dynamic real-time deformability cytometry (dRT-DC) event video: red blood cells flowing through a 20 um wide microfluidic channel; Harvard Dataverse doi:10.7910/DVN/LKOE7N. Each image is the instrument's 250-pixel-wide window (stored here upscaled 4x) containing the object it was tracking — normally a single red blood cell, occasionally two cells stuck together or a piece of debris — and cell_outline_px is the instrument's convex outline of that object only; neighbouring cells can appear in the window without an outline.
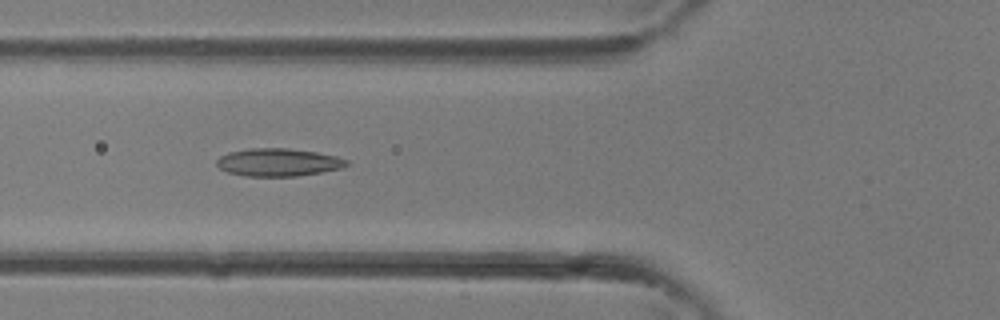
{"species": "common noctule bat (a hibernating species)", "species_latin": "Nyctalus noctula", "temperature_condition": "room temperature", "stored_images_in_passage": 37, "camera_frame_rate_fps": 3000, "um_per_image_px": 0.085, "animal": {"sex": "female"}, "frame": {"image": 1, "passage_image": 14, "time_ms": 4.333, "image_size_px": [1000, 320], "cell_outline_px": [[348, 164], [340, 168], [320, 172], [296, 176], [248, 176], [228, 172], [220, 168], [216, 164], [216, 160], [220, 156], [228, 152], [248, 148], [288, 148], [316, 152], [336, 156], [348, 160]], "centroid_in_image_um": [23.62, 13.78], "position_along_channel_um": 102.2, "area_um2": 20.92}}
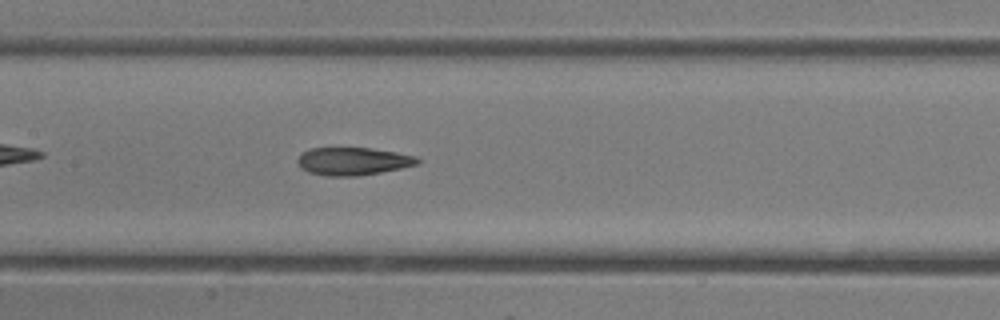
{"frame": {"image": 2, "passage_image": 18, "time_ms": 5.667, "image_size_px": [1000, 320], "cell_outline_px": [[420, 164], [380, 172], [356, 176], [324, 176], [308, 172], [300, 168], [296, 160], [300, 152], [312, 148], [372, 148], [396, 152], [416, 156], [420, 160]], "centroid_in_image_um": [29.97, 13.7], "position_along_channel_um": 177.4, "area_um2": 19.59}}
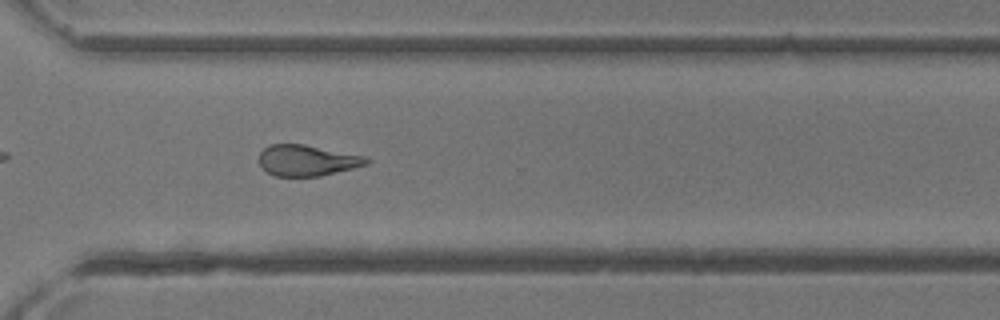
{"frame": {"image": 3, "passage_image": 27, "time_ms": 8.667, "image_size_px": [1000, 320], "cell_outline_px": [[372, 160], [368, 164], [320, 176], [276, 176], [268, 172], [260, 164], [260, 152], [268, 144], [304, 144], [368, 156]], "centroid_in_image_um": [26.15, 13.62], "position_along_channel_um": 344.4, "area_um2": 19.42}}